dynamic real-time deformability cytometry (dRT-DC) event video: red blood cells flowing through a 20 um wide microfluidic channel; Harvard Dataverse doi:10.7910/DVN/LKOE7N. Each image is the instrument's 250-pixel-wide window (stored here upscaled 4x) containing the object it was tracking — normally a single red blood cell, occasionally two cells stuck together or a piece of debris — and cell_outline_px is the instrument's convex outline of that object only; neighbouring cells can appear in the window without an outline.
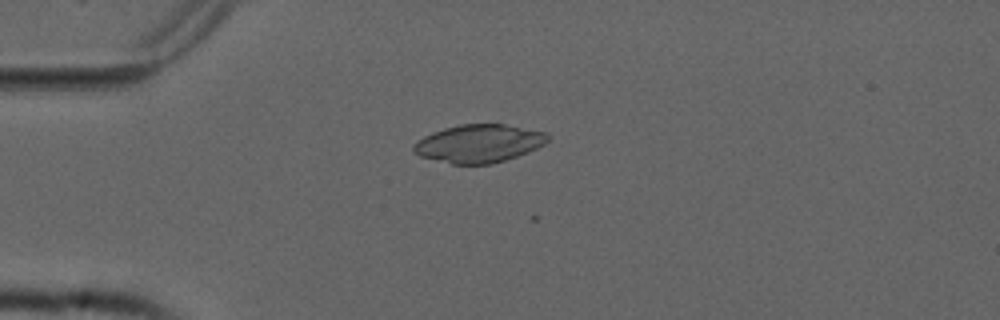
{"species": "common noctule bat (a hibernating species)", "species_latin": "Nyctalus noctula", "temperature_condition": "cold", "stored_images_in_passage": 4, "camera_frame_rate_fps": 3000, "um_per_image_px": 0.085, "animal": {"sex": "male", "forearm_length_mm": 52.5}, "frame": {"image": 1, "passage_image": 2, "time_ms": 0.333, "image_size_px": [1000, 320], "cell_outline_px": [[548, 140], [544, 144], [528, 152], [492, 164], [452, 164], [420, 156], [412, 148], [412, 144], [416, 140], [432, 132], [444, 128], [460, 124], [504, 124], [548, 132]], "centroid_in_image_um": [40.69, 12.19], "position_along_channel_um": 44.3, "area_um2": 29.71}}